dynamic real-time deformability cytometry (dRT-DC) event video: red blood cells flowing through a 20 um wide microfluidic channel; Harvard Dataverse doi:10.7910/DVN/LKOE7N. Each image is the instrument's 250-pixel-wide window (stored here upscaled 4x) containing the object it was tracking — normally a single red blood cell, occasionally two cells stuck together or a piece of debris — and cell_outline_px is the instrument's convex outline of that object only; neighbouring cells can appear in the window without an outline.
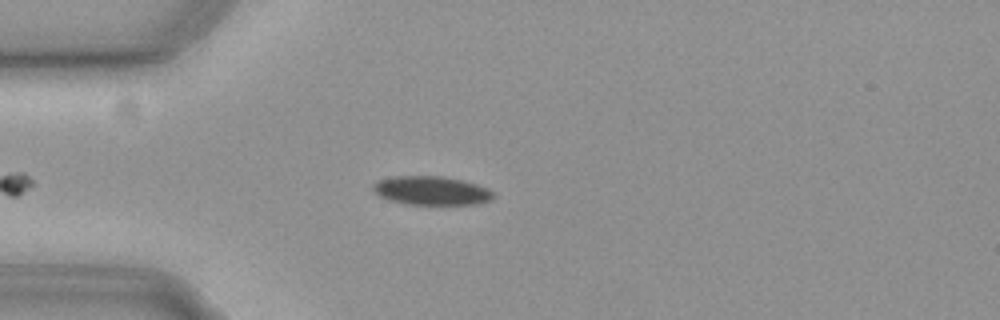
{"species": "common noctule bat (a hibernating species)", "species_latin": "Nyctalus noctula", "temperature_condition": "cold", "stored_images_in_passage": 42, "camera_frame_rate_fps": 3000, "um_per_image_px": 0.085, "animal": {"sex": "female", "body_mass_g": 19.3, "forearm_length_mm": 54.1}, "frame": {"image": 1, "passage_image": 3, "time_ms": 0.667, "image_size_px": [1000, 320], "cell_outline_px": [[496, 196], [492, 200], [476, 204], [404, 204], [388, 200], [380, 196], [372, 188], [372, 184], [376, 180], [392, 176], [440, 176], [460, 180], [476, 184], [488, 188], [496, 192]], "centroid_in_image_um": [36.68, 16.2], "position_along_channel_um": 48.3, "area_um2": 20.35}}
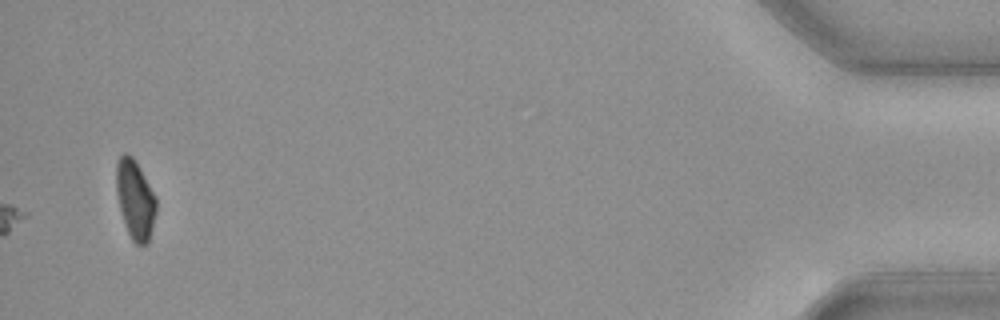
{"frame": {"image": 2, "passage_image": 42, "time_ms": 13.667, "image_size_px": [1000, 320], "cell_outline_px": [[156, 212], [148, 244], [136, 244], [132, 240], [124, 224], [116, 192], [116, 164], [120, 156], [124, 152], [132, 156], [140, 168], [156, 196]], "centroid_in_image_um": [11.49, 16.95], "position_along_channel_um": 423.7, "area_um2": 18.38}}